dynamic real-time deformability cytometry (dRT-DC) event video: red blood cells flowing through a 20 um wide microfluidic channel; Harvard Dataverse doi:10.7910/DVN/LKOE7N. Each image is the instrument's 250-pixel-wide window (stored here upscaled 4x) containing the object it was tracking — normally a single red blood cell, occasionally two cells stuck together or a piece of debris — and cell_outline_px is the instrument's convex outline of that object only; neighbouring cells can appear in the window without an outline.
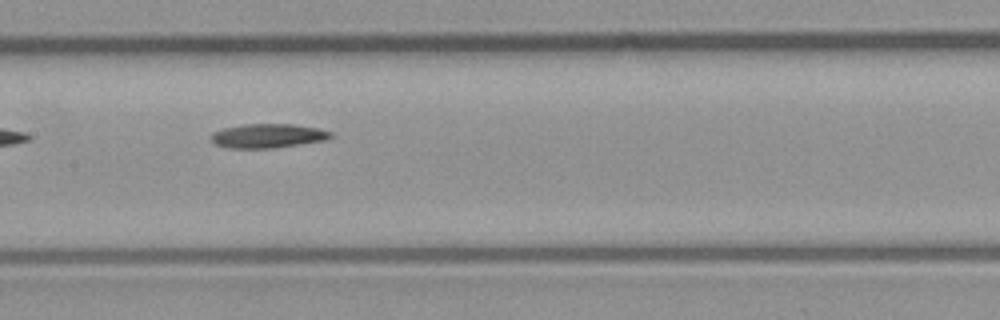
{"species": "common noctule bat (a hibernating species)", "species_latin": "Nyctalus noctula", "temperature_condition": "room temperature", "stored_images_in_passage": 9, "segment_of_instrument_passage": [1, 2], "camera_frame_rate_fps": 3000, "um_per_image_px": 0.085, "animal": {"sex": "male", "body_mass_g": 23.1, "forearm_length_mm": 52.7}, "frame": {"image": 1, "passage_image": 6, "time_ms": 5.667, "image_size_px": [1000, 320], "cell_outline_px": [[332, 136], [324, 140], [276, 148], [228, 148], [216, 144], [208, 136], [212, 132], [224, 128], [244, 124], [292, 124], [320, 128], [332, 132]], "centroid_in_image_um": [22.75, 11.54], "position_along_channel_um": 184.7, "area_um2": 16.88}}
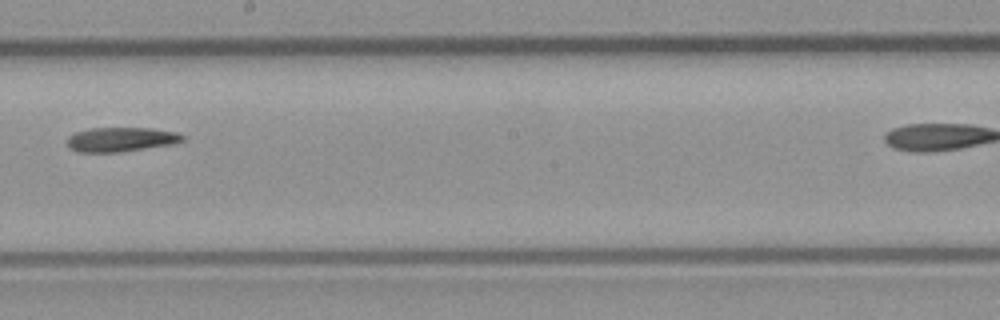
{"frame": {"image": 2, "passage_image": 7, "time_ms": 7.0, "image_size_px": [1000, 320], "cell_outline_px": [[184, 140], [168, 144], [116, 152], [80, 152], [68, 148], [68, 136], [76, 132], [88, 128], [152, 128], [176, 132], [184, 136]], "centroid_in_image_um": [10.22, 11.84], "position_along_channel_um": 238.0, "area_um2": 16.07}}
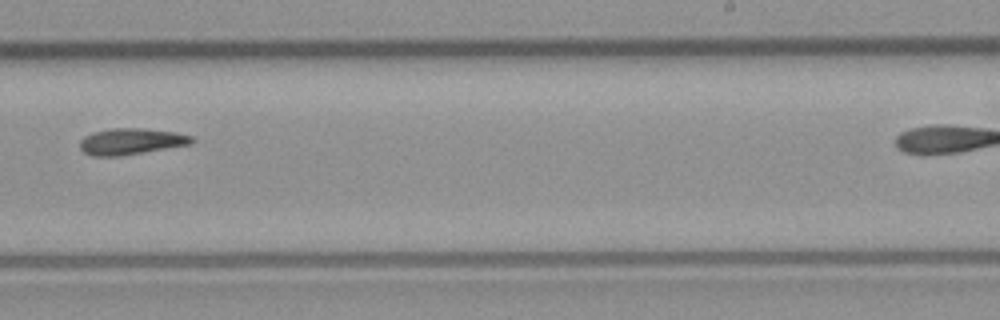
{"frame": {"image": 3, "passage_image": 8, "time_ms": 8.0, "image_size_px": [1000, 320], "cell_outline_px": [[196, 140], [192, 144], [116, 156], [92, 156], [84, 152], [80, 148], [80, 140], [84, 136], [92, 132], [112, 128], [144, 128], [176, 132], [192, 136]], "centroid_in_image_um": [11.14, 12.0], "position_along_channel_um": 277.9, "area_um2": 17.11}}